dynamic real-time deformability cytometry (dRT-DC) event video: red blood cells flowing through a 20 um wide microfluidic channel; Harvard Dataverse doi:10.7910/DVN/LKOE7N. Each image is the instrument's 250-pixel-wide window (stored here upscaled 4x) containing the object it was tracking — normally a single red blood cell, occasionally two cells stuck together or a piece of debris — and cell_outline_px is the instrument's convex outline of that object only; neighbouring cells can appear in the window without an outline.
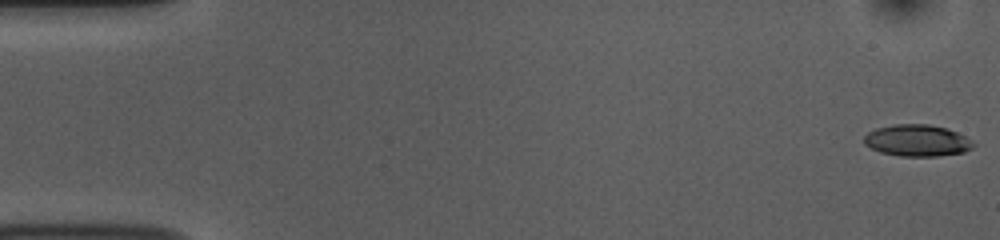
{"species": "common noctule bat (a hibernating species)", "species_latin": "Nyctalus noctula", "temperature_condition": "room temperature", "stored_images_in_passage": 54, "camera_frame_rate_fps": 3000, "um_per_image_px": 0.085, "animal": {"sex": "female", "body_mass_g": 10.0, "forearm_length_mm": 53.1}, "frame": {"image": 1, "passage_image": 1, "time_ms": 0.0, "image_size_px": [1000, 240], "cell_outline_px": [[976, 144], [972, 148], [964, 152], [940, 156], [900, 156], [880, 152], [864, 144], [864, 136], [868, 132], [876, 128], [892, 124], [928, 124], [948, 128], [972, 140]], "centroid_in_image_um": [77.96, 11.94], "position_along_channel_um": 7.0, "area_um2": 20.29}}
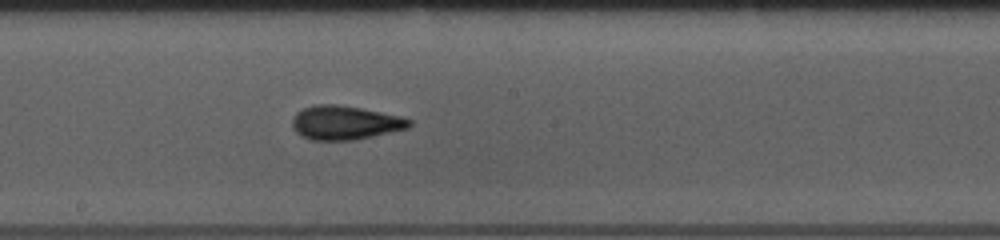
{"frame": {"image": 2, "passage_image": 29, "time_ms": 9.333, "image_size_px": [1000, 240], "cell_outline_px": [[412, 124], [408, 128], [356, 140], [312, 140], [300, 136], [292, 128], [292, 120], [296, 112], [304, 108], [316, 104], [336, 104], [360, 108], [400, 116], [412, 120]], "centroid_in_image_um": [29.3, 10.43], "position_along_channel_um": 218.9, "area_um2": 23.18}}
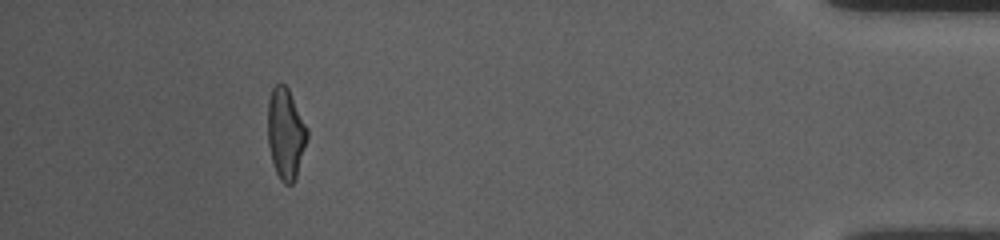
{"frame": {"image": 3, "passage_image": 49, "time_ms": 16.0, "image_size_px": [1000, 240], "cell_outline_px": [[308, 136], [296, 176], [292, 184], [284, 184], [280, 180], [276, 172], [272, 160], [268, 144], [268, 100], [272, 88], [276, 84], [284, 84], [288, 88], [308, 128]], "centroid_in_image_um": [24.28, 11.34], "position_along_channel_um": 410.9, "area_um2": 20.75}, "authors_computed_cell_mechanics": {"area_um2": 21.2415, "velocity_mm_per_s": 3.7575, "shape_relaxation_time_tau1_ms": 4.7864, "shape_relaxation_time_tau2_ms": 2.4241, "deformation_change_tau1": 0.174, "deformation_change_tau2": 0.102}}